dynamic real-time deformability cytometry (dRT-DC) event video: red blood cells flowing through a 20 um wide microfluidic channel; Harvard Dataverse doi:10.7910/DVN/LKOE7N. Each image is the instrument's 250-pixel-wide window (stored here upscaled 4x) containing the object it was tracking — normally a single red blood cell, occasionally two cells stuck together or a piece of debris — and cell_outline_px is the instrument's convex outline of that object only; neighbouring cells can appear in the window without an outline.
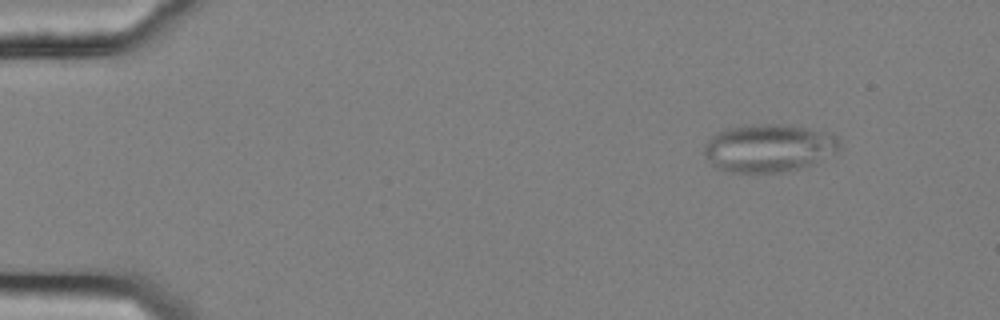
{"species": "common noctule bat (a hibernating species)", "species_latin": "Nyctalus noctula", "temperature_condition": "cold", "stored_images_in_passage": 56, "camera_frame_rate_fps": 3000, "um_per_image_px": 0.085, "animal": {"sex": "female", "body_mass_g": 25.1}, "frame": {"image": 1, "passage_image": 7, "time_ms": 2.0, "image_size_px": [1000, 320], "cell_outline_px": [[840, 148], [836, 152], [812, 164], [800, 168], [780, 172], [732, 172], [716, 168], [712, 164], [704, 152], [704, 144], [716, 132], [728, 128], [748, 124], [780, 124], [832, 132], [836, 136], [840, 144]], "centroid_in_image_um": [65.35, 12.57], "position_along_channel_um": 19.7, "area_um2": 37.8}}
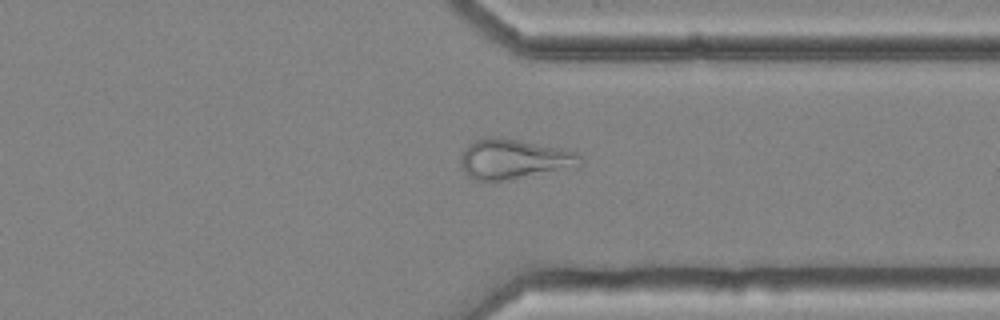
{"frame": {"image": 2, "passage_image": 44, "time_ms": 14.333, "image_size_px": [1000, 320], "cell_outline_px": [[584, 164], [576, 168], [508, 180], [476, 180], [468, 176], [460, 168], [460, 156], [464, 148], [468, 144], [476, 140], [488, 136], [496, 136], [520, 140], [564, 148], [576, 152], [584, 160]], "centroid_in_image_um": [43.71, 13.52], "position_along_channel_um": 367.7, "area_um2": 28.55}}
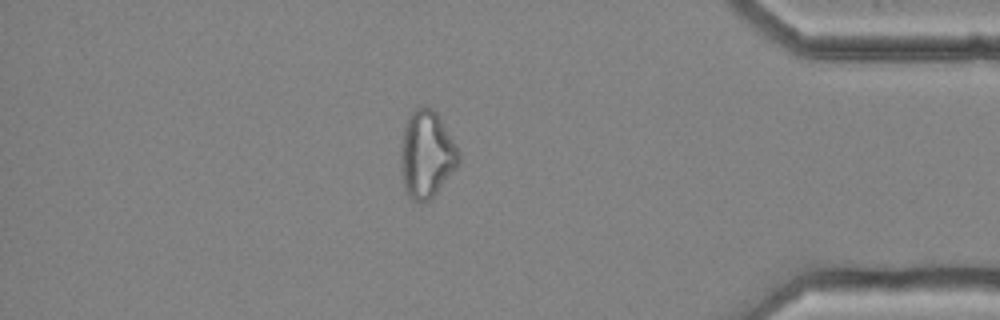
{"frame": {"image": 3, "passage_image": 49, "time_ms": 16.0, "image_size_px": [1000, 320], "cell_outline_px": [[460, 164], [436, 192], [428, 200], [412, 200], [404, 192], [400, 168], [400, 148], [404, 128], [408, 116], [416, 108], [432, 108], [436, 112], [460, 152]], "centroid_in_image_um": [36.24, 13.14], "position_along_channel_um": 399.0, "area_um2": 29.3}, "authors_computed_cell_mechanics": {"area_um2": 29.478, "velocity_mm_per_s": 3.6442, "shape_relaxation_time_tau1_ms": null, "shape_relaxation_time_tau2_ms": 2.6612, "deformation_change_tau1": null, "deformation_change_tau2": 0.1095}}